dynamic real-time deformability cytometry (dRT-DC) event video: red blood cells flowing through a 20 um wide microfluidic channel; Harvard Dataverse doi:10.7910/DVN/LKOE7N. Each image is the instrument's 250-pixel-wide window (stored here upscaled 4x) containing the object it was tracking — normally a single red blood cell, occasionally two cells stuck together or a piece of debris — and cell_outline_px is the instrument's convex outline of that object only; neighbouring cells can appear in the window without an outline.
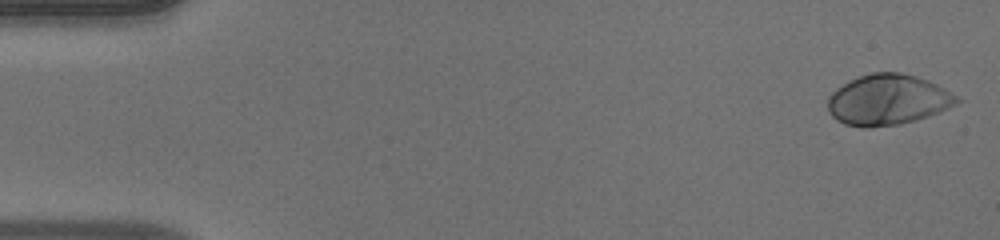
{"species": "human", "species_latin": "Homo sapiens", "temperature_condition": "warm", "stored_images_in_passage": 50, "camera_frame_rate_fps": 3000, "um_per_image_px": 0.085, "donor": {"sex": "male"}, "frame": {"image": 1, "passage_image": 1, "time_ms": 0.0, "image_size_px": [1000, 240], "cell_outline_px": [[964, 100], [956, 104], [928, 116], [916, 120], [900, 124], [868, 128], [864, 128], [844, 124], [836, 120], [828, 112], [828, 96], [836, 88], [848, 80], [872, 72], [900, 72], [916, 76], [928, 80], [944, 88]], "centroid_in_image_um": [75.44, 8.48], "position_along_channel_um": 9.6, "area_um2": 38.32}}
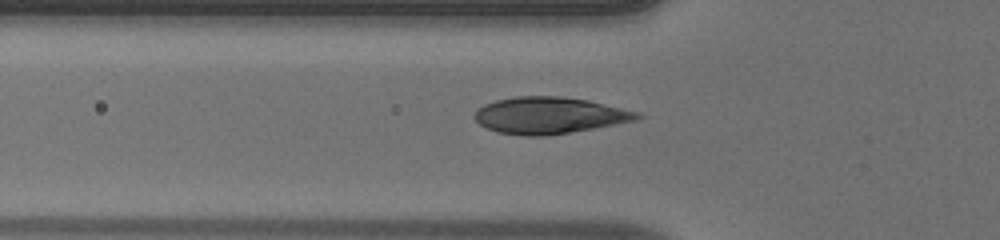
{"frame": {"image": 2, "passage_image": 17, "time_ms": 5.333, "image_size_px": [1000, 240], "cell_outline_px": [[644, 116], [636, 120], [592, 128], [544, 136], [524, 136], [496, 132], [480, 124], [472, 116], [476, 108], [484, 104], [496, 100], [516, 96], [560, 96], [588, 100], [636, 112]], "centroid_in_image_um": [46.61, 9.8], "position_along_channel_um": 79.2, "area_um2": 34.45}}
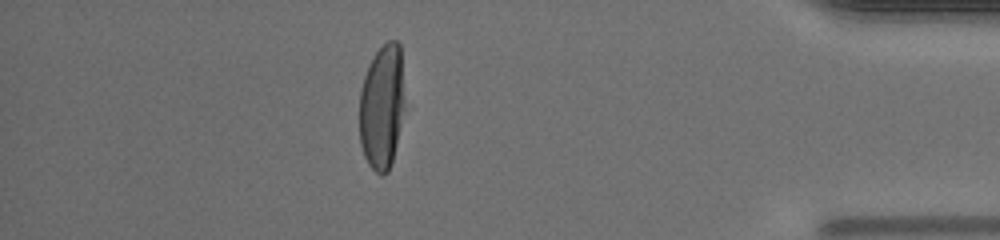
{"frame": {"image": 3, "passage_image": 44, "time_ms": 14.333, "image_size_px": [1000, 240], "cell_outline_px": [[404, 108], [396, 144], [392, 160], [388, 172], [380, 176], [368, 164], [364, 156], [360, 144], [360, 88], [364, 76], [376, 52], [388, 40], [396, 40], [400, 44], [404, 100]], "centroid_in_image_um": [32.46, 9.09], "position_along_channel_um": 402.7, "area_um2": 32.71}}